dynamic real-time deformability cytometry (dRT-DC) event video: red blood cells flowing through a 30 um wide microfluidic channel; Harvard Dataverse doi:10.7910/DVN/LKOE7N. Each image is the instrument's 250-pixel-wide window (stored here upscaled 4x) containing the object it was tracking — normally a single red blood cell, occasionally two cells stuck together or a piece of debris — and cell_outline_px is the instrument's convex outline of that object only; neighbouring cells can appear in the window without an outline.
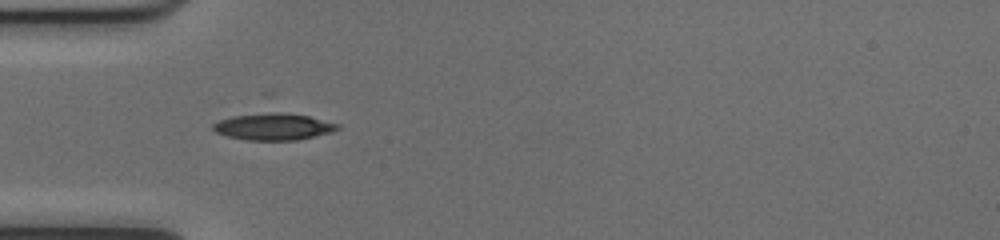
{"species": "common noctule bat (a hibernating species)", "species_latin": "Nyctalus noctula", "temperature_condition": "cold", "stored_images_in_passage": 36, "camera_frame_rate_fps": 3000, "um_per_image_px": 0.085, "animal": {"sex": "female", "body_mass_g": 17.0, "forearm_length_mm": 48.0}, "frame": {"image": 1, "passage_image": 1, "time_ms": 0.0, "image_size_px": [1000, 240], "cell_outline_px": [[340, 128], [332, 132], [296, 140], [248, 140], [228, 136], [216, 132], [212, 128], [212, 124], [220, 120], [232, 116], [272, 112], [284, 112], [308, 116], [340, 124]], "centroid_in_image_um": [23.26, 10.76], "position_along_channel_um": 61.7, "area_um2": 19.31}}
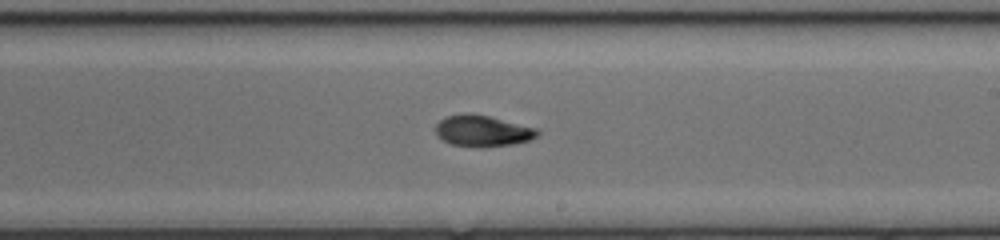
{"frame": {"image": 2, "passage_image": 15, "time_ms": 4.667, "image_size_px": [1000, 240], "cell_outline_px": [[540, 132], [536, 136], [528, 140], [512, 144], [480, 148], [452, 144], [436, 136], [436, 124], [444, 116], [464, 112], [468, 112], [488, 116], [540, 128]], "centroid_in_image_um": [41.01, 11.11], "position_along_channel_um": 248.0, "area_um2": 18.79}}
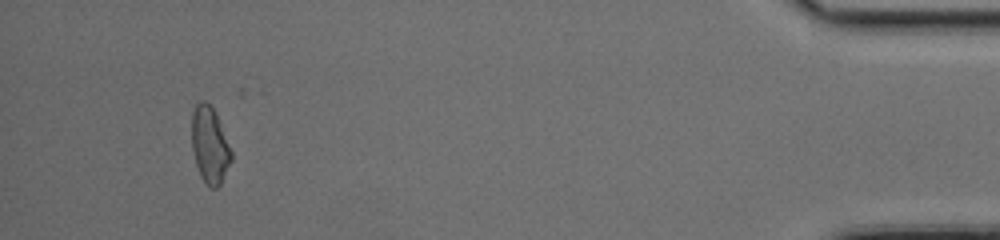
{"frame": {"image": 3, "passage_image": 33, "time_ms": 10.667, "image_size_px": [1000, 240], "cell_outline_px": [[232, 160], [220, 184], [216, 188], [208, 188], [200, 176], [196, 164], [192, 148], [192, 112], [196, 104], [200, 100], [204, 100], [216, 112], [232, 152]], "centroid_in_image_um": [17.83, 12.34], "position_along_channel_um": 417.4, "area_um2": 17.69}, "authors_computed_cell_mechanics": {"area_um2": 18.0336, "velocity_mm_per_s": 4.0228, "shape_relaxation_time_tau1_ms": 4.2182, "shape_relaxation_time_tau2_ms": 1.3985, "deformation_change_tau1": 0.1696, "deformation_change_tau2": 0.0706}}